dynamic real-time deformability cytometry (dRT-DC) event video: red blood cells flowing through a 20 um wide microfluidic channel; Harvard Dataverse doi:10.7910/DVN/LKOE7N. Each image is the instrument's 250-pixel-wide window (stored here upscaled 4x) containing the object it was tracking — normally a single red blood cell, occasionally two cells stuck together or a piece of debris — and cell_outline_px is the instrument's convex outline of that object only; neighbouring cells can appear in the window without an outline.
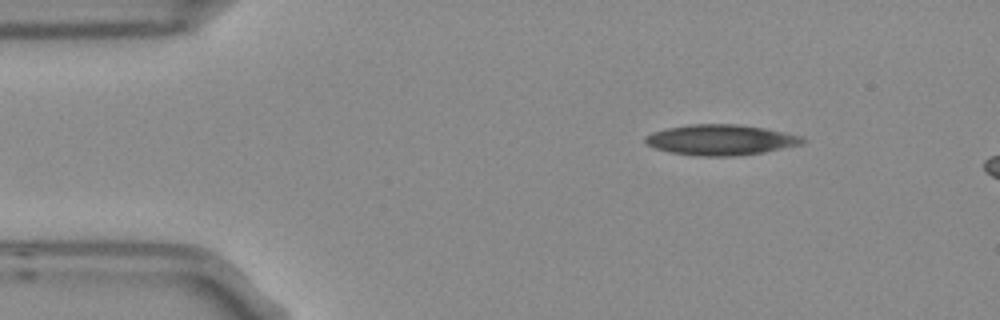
{"species": "Egyptian fruit bat (a non-hibernating species)", "species_latin": "Rousettus aegyptiacus", "temperature_condition": "room temperature", "stored_images_in_passage": 4, "camera_frame_rate_fps": 3000, "um_per_image_px": 0.085, "frame": {"image": 1, "passage_image": 4, "time_ms": 1.0, "image_size_px": [1000, 320], "cell_outline_px": [[808, 140], [804, 144], [764, 152], [736, 156], [696, 156], [672, 152], [656, 148], [648, 144], [644, 140], [644, 136], [652, 132], [668, 128], [688, 124], [740, 124], [764, 128], [804, 136]], "centroid_in_image_um": [61.32, 11.88], "position_along_channel_um": 23.7, "area_um2": 28.15}}